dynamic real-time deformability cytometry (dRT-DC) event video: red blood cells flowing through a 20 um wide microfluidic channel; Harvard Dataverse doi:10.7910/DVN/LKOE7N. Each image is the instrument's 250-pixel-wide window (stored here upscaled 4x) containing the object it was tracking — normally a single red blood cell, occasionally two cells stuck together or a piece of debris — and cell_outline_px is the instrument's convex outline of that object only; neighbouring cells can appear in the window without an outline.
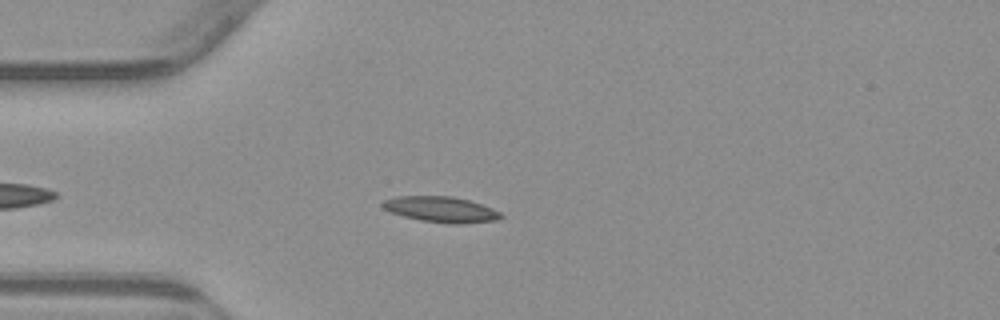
{"species": "common noctule bat (a hibernating species)", "species_latin": "Nyctalus noctula", "temperature_condition": "warm", "stored_images_in_passage": 35, "camera_frame_rate_fps": 3000, "um_per_image_px": 0.085, "animal": {"sex": "male", "body_mass_g": 23.1, "forearm_length_mm": 52.7}, "frame": {"image": 1, "passage_image": 4, "time_ms": 1.0, "image_size_px": [1000, 320], "cell_outline_px": [[504, 216], [496, 220], [464, 224], [448, 224], [420, 220], [404, 216], [392, 212], [384, 208], [380, 204], [384, 200], [396, 196], [452, 196], [468, 200], [492, 208], [500, 212]], "centroid_in_image_um": [37.49, 17.8], "position_along_channel_um": 47.5, "area_um2": 17.69}}
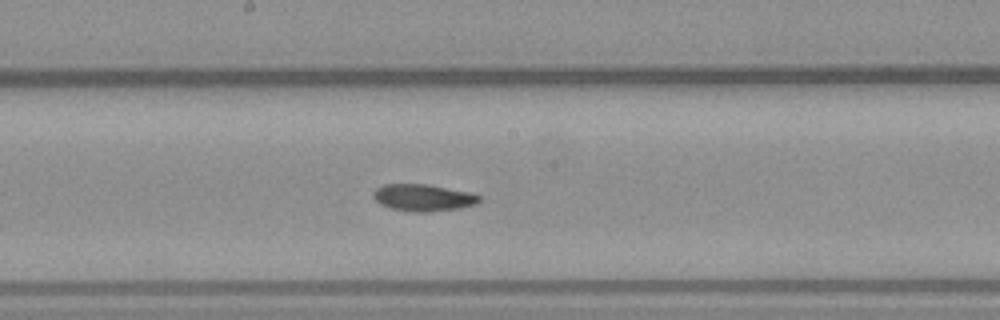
{"frame": {"image": 2, "passage_image": 18, "time_ms": 5.667, "image_size_px": [1000, 320], "cell_outline_px": [[480, 200], [476, 204], [460, 208], [428, 212], [412, 212], [388, 208], [380, 204], [372, 196], [372, 192], [376, 188], [384, 184], [428, 184], [468, 192], [480, 196]], "centroid_in_image_um": [35.92, 16.8], "position_along_channel_um": 212.3, "area_um2": 16.7}}
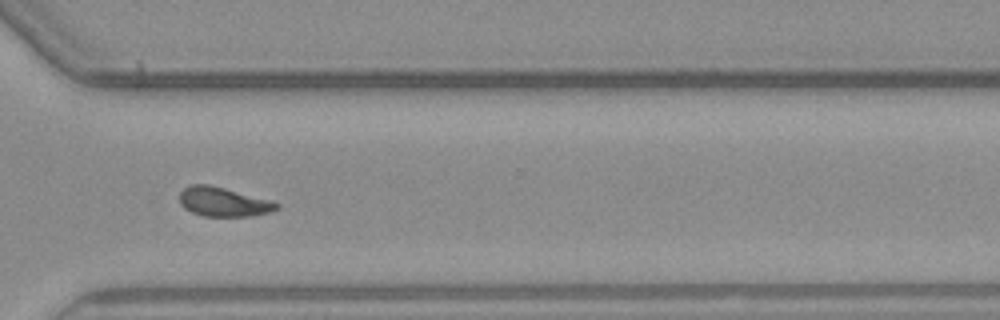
{"frame": {"image": 3, "passage_image": 29, "time_ms": 9.333, "image_size_px": [1000, 320], "cell_outline_px": [[280, 208], [272, 212], [252, 216], [204, 216], [192, 212], [184, 208], [180, 204], [180, 192], [188, 184], [208, 184], [272, 200], [280, 204]], "centroid_in_image_um": [19.01, 17.16], "position_along_channel_um": 351.6, "area_um2": 16.7}}